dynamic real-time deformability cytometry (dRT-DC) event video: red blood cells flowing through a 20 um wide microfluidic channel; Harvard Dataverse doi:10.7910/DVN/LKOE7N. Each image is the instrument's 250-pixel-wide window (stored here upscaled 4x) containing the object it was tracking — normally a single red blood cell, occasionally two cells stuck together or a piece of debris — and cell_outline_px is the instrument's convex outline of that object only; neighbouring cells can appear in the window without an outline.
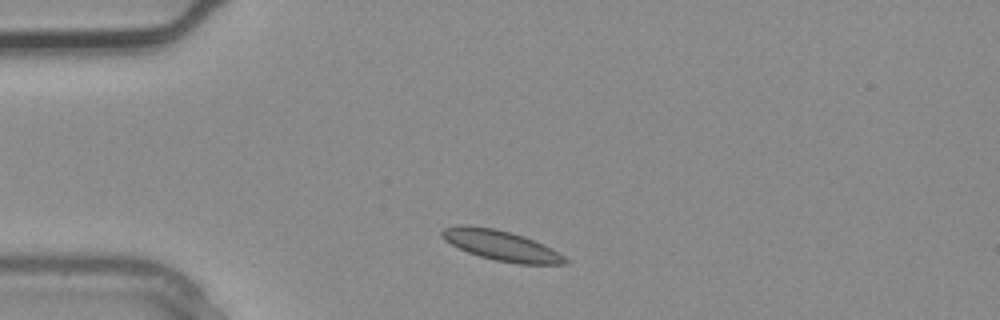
{"species": "common noctule bat (a hibernating species)", "species_latin": "Nyctalus noctula", "temperature_condition": "warm", "stored_images_in_passage": 1, "camera_frame_rate_fps": 3000, "um_per_image_px": 0.085, "animal": {"sex": "male", "body_mass_g": 20.4}, "frame": {"image": 1, "passage_image": 1, "time_ms": 0.0, "image_size_px": [1000, 320], "cell_outline_px": [[568, 264], [516, 264], [496, 260], [480, 256], [468, 252], [444, 240], [440, 236], [440, 232], [444, 228], [460, 224], [468, 224], [496, 228], [512, 232], [524, 236], [564, 256], [568, 260]], "centroid_in_image_um": [42.53, 20.84], "position_along_channel_um": 42.5, "area_um2": 21.56}}